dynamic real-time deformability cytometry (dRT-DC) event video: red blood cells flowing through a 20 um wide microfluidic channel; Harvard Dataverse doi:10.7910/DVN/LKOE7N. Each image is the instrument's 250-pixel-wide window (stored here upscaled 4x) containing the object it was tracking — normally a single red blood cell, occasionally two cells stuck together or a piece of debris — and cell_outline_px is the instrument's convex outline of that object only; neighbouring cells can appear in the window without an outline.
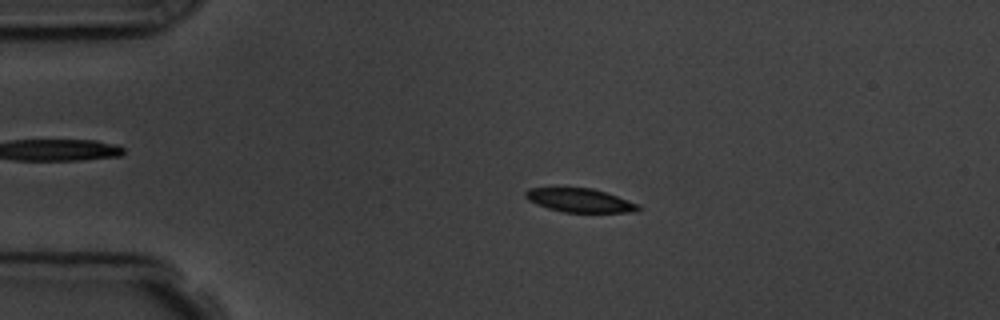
{"species": "common noctule bat (a hibernating species)", "species_latin": "Nyctalus noctula", "temperature_condition": "room temperature", "stored_images_in_passage": 52, "camera_frame_rate_fps": 3000, "um_per_image_px": 0.085, "animal": {"sex": "male", "body_mass_g": 19.5, "forearm_length_mm": 54.6}, "frame": {"image": 1, "passage_image": 7, "time_ms": 2.0, "image_size_px": [1000, 320], "cell_outline_px": [[644, 208], [636, 212], [564, 212], [548, 208], [536, 204], [528, 200], [524, 196], [524, 192], [528, 188], [556, 184], [592, 188], [640, 204]], "centroid_in_image_um": [49.2, 16.97], "position_along_channel_um": 35.8, "area_um2": 16.53}}
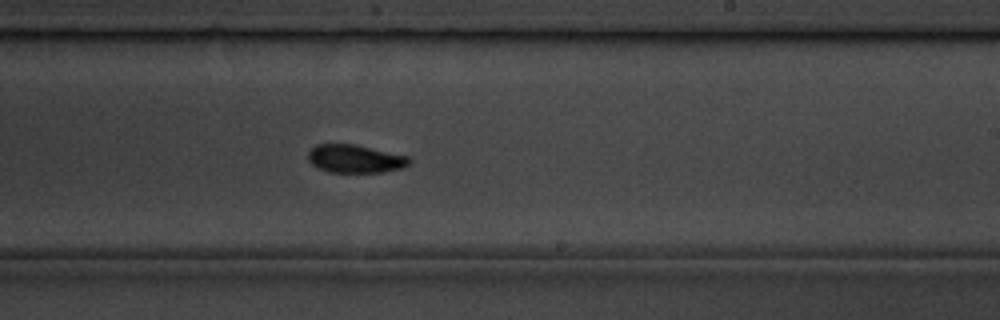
{"frame": {"image": 2, "passage_image": 29, "time_ms": 9.333, "image_size_px": [1000, 320], "cell_outline_px": [[412, 164], [404, 168], [384, 172], [328, 172], [312, 164], [308, 160], [308, 152], [316, 144], [356, 144], [408, 156], [412, 160]], "centroid_in_image_um": [30.24, 13.49], "position_along_channel_um": 258.8, "area_um2": 16.76}}
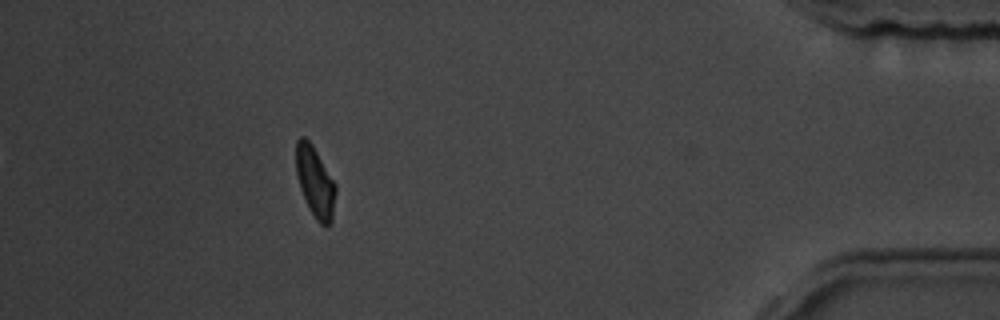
{"frame": {"image": 3, "passage_image": 46, "time_ms": 15.0, "image_size_px": [1000, 320], "cell_outline_px": [[336, 192], [332, 220], [328, 228], [320, 224], [316, 220], [308, 208], [300, 188], [296, 172], [296, 140], [300, 136], [304, 136], [312, 144], [336, 184]], "centroid_in_image_um": [26.79, 15.49], "position_along_channel_um": 408.4, "area_um2": 16.47}, "authors_computed_cell_mechanics": {"area_um2": 16.6753, "velocity_mm_per_s": 3.5903, "shape_relaxation_time_tau1_ms": 2.587, "shape_relaxation_time_tau2_ms": 3.304, "deformation_change_tau1": 0.1084, "deformation_change_tau2": 0.0622}}